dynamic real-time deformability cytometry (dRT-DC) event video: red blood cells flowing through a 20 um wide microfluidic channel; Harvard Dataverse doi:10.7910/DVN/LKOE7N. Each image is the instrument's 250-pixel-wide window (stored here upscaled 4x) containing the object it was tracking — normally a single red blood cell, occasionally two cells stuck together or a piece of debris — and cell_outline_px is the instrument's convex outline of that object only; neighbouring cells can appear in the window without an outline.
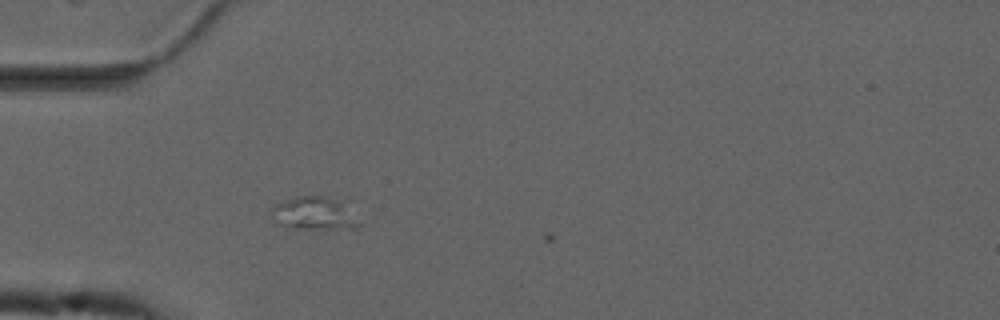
{"species": "common noctule bat (a hibernating species)", "species_latin": "Nyctalus noctula", "temperature_condition": "cold", "stored_images_in_passage": 6, "camera_frame_rate_fps": 3000, "um_per_image_px": 0.085, "animal": {"sex": "male", "forearm_length_mm": 52.5}, "frame": {"image": 1, "passage_image": 5, "time_ms": 1.333, "image_size_px": [1000, 320], "cell_outline_px": [[364, 224], [356, 228], [292, 228], [284, 224], [272, 208], [276, 204], [296, 196], [324, 196], [340, 204]], "centroid_in_image_um": [26.78, 18.15], "position_along_channel_um": 58.2, "area_um2": 15.55}}